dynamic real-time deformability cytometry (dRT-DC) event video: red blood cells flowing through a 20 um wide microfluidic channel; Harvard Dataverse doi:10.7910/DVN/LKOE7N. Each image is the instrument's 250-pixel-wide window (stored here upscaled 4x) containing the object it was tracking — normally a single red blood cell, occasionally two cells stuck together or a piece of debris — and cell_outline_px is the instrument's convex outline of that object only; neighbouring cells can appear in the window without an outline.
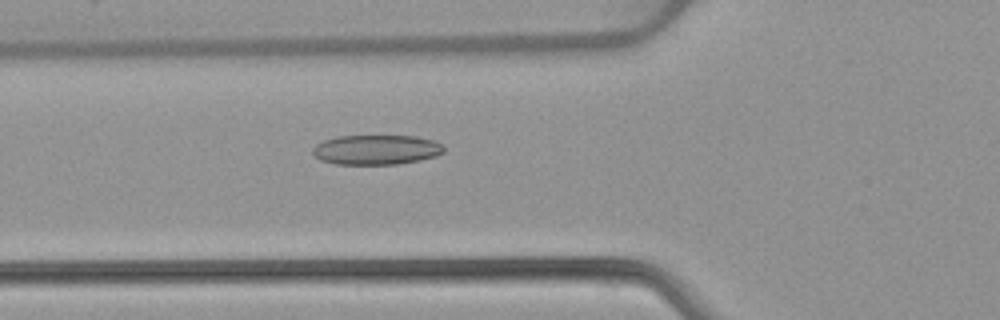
{"species": "common noctule bat (a hibernating species)", "species_latin": "Nyctalus noctula", "temperature_condition": "warm", "stored_images_in_passage": 52, "camera_frame_rate_fps": 3000, "um_per_image_px": 0.085, "animal": {"sex": "female", "body_mass_g": 22.7, "forearm_length_mm": 54.2}, "frame": {"image": 1, "passage_image": 19, "time_ms": 6.0, "image_size_px": [1000, 320], "cell_outline_px": [[444, 152], [436, 156], [396, 164], [336, 164], [320, 160], [312, 152], [312, 148], [316, 144], [324, 140], [336, 136], [416, 136], [432, 140], [440, 144], [444, 148]], "centroid_in_image_um": [31.95, 12.72], "position_along_channel_um": 93.9, "area_um2": 22.6}}
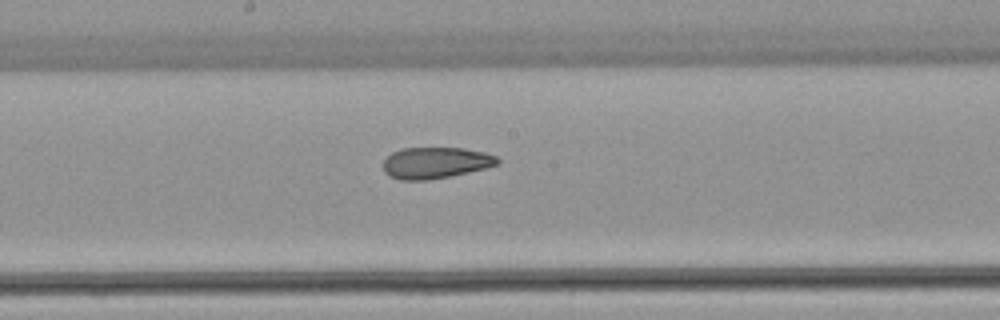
{"frame": {"image": 2, "passage_image": 28, "time_ms": 9.0, "image_size_px": [1000, 320], "cell_outline_px": [[500, 164], [468, 172], [428, 180], [400, 180], [388, 176], [384, 172], [384, 160], [392, 152], [400, 148], [464, 148], [484, 152], [496, 156], [500, 160]], "centroid_in_image_um": [37.01, 13.83], "position_along_channel_um": 211.2, "area_um2": 20.87}}
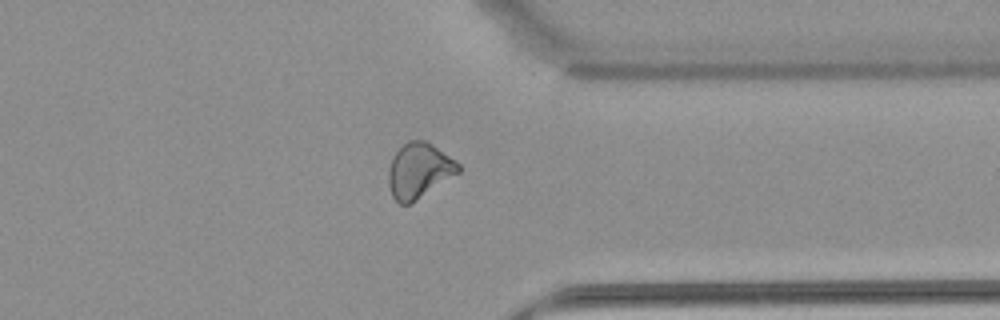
{"frame": {"image": 3, "passage_image": 41, "time_ms": 13.333, "image_size_px": [1000, 320], "cell_outline_px": [[460, 172], [408, 204], [400, 204], [392, 196], [388, 184], [388, 172], [392, 156], [408, 140], [428, 140], [456, 160], [460, 164]], "centroid_in_image_um": [35.62, 14.46], "position_along_channel_um": 375.8, "area_um2": 22.37}, "authors_computed_cell_mechanics": {"area_um2": 23.2067, "velocity_mm_per_s": 3.8994, "shape_relaxation_time_tau1_ms": null, "shape_relaxation_time_tau2_ms": 2.611, "deformation_change_tau1": null, "deformation_change_tau2": 0.0928}}